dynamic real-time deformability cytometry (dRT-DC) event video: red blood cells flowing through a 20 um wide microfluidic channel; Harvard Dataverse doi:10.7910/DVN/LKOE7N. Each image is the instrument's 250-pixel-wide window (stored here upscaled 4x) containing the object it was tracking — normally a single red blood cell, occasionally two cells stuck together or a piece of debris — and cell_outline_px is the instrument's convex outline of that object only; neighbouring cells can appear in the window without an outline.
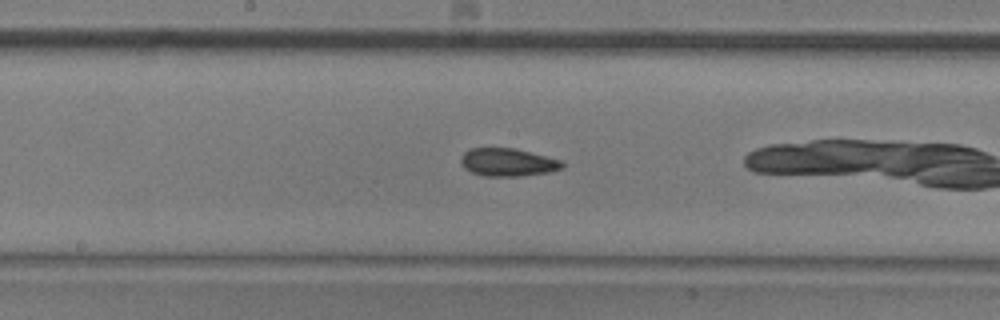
{"species": "common noctule bat (a hibernating species)", "species_latin": "Nyctalus noctula", "temperature_condition": "room temperature", "stored_images_in_passage": 34, "camera_frame_rate_fps": 3000, "um_per_image_px": 0.085, "animal": {"sex": "male", "body_mass_g": 20.5, "forearm_length_mm": 52.5}, "frame": {"image": 1, "passage_image": 20, "time_ms": 6.333, "image_size_px": [1000, 320], "cell_outline_px": [[564, 168], [548, 172], [520, 176], [484, 176], [472, 172], [464, 168], [460, 164], [460, 156], [464, 152], [472, 148], [516, 148], [560, 160], [564, 164]], "centroid_in_image_um": [43.13, 13.79], "position_along_channel_um": 205.1, "area_um2": 16.53}}
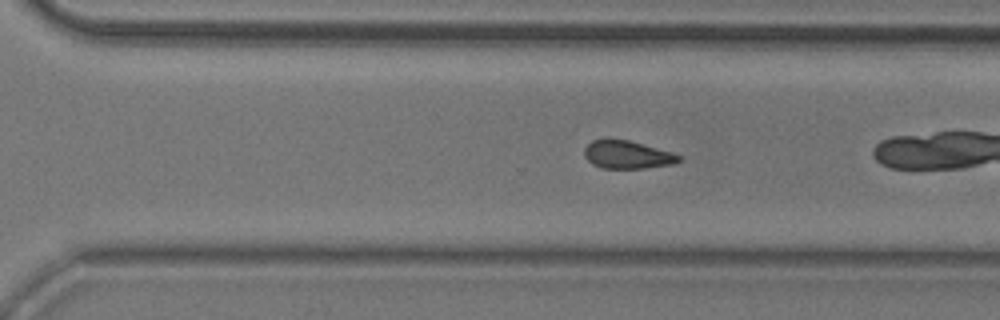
{"frame": {"image": 2, "passage_image": 29, "time_ms": 9.333, "image_size_px": [1000, 320], "cell_outline_px": [[684, 160], [672, 164], [640, 168], [604, 168], [592, 164], [584, 156], [584, 148], [592, 140], [628, 140], [672, 152], [684, 156]], "centroid_in_image_um": [53.36, 13.16], "position_along_channel_um": 317.2, "area_um2": 15.26}}